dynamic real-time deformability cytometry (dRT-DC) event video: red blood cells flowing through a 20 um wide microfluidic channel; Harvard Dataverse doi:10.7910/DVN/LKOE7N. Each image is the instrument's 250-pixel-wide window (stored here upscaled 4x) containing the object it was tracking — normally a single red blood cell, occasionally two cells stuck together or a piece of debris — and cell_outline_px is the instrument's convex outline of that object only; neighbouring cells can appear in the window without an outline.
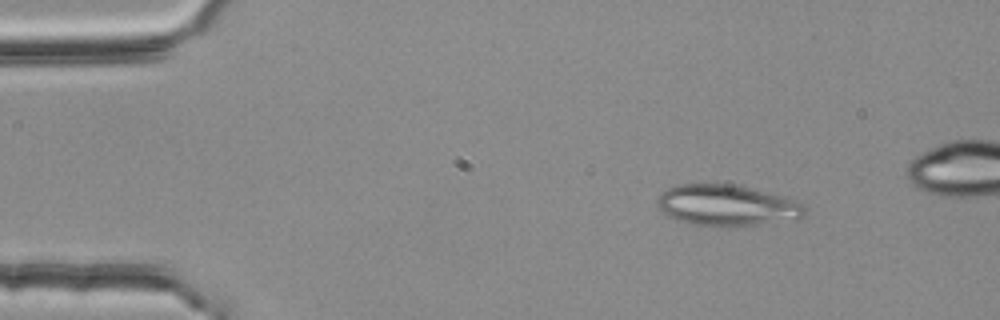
{"species": "common noctule bat (a hibernating species)", "species_latin": "Nyctalus noctula", "temperature_condition": "room temperature", "stored_images_in_passage": 49, "segment_of_instrument_passage": [1, 3], "camera_frame_rate_fps": 3000, "um_per_image_px": 0.085, "animal": {"sex": "female", "body_mass_g": 25.1}, "frame": {"image": 1, "passage_image": 2, "time_ms": 0.333, "image_size_px": [1000, 320], "cell_outline_px": [[804, 220], [724, 228], [720, 228], [696, 224], [676, 220], [664, 216], [660, 212], [656, 200], [660, 192], [676, 184], [736, 184], [784, 196], [804, 204]], "centroid_in_image_um": [61.79, 17.48], "position_along_channel_um": 23.2, "area_um2": 36.41}}